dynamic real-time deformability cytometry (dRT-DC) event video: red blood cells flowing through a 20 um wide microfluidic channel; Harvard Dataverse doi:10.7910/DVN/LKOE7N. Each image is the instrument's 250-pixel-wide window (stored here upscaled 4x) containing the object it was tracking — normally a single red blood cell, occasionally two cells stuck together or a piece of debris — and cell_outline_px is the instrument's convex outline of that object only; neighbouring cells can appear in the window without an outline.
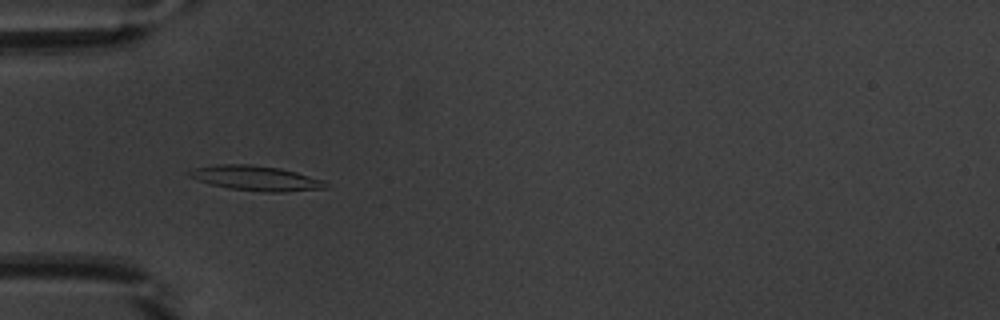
{"species": "common noctule bat (a hibernating species)", "species_latin": "Nyctalus noctula", "temperature_condition": "warm", "stored_images_in_passage": 42, "camera_frame_rate_fps": 3000, "um_per_image_px": 0.085, "animal": {"sex": "male", "body_mass_g": 20.1, "forearm_length_mm": 53.5}, "frame": {"image": 1, "passage_image": 6, "time_ms": 1.667, "image_size_px": [1000, 320], "cell_outline_px": [[328, 188], [284, 192], [264, 192], [228, 188], [208, 184], [188, 176], [188, 172], [196, 168], [216, 164], [248, 164], [280, 168], [296, 172], [324, 180]], "centroid_in_image_um": [21.75, 15.15], "position_along_channel_um": 63.2, "area_um2": 19.77}}
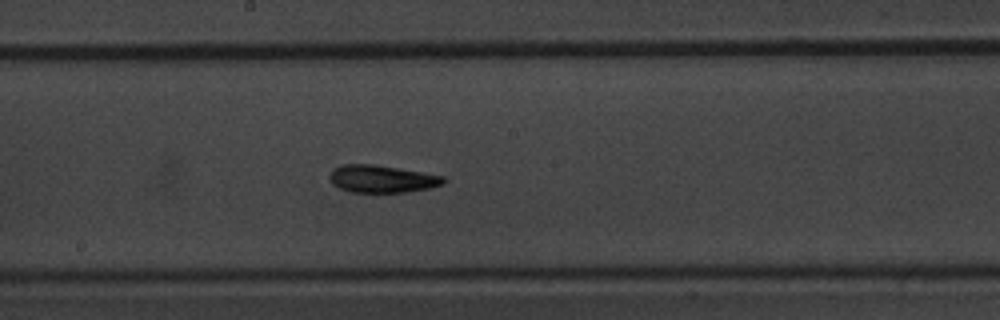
{"frame": {"image": 2, "passage_image": 18, "time_ms": 5.667, "image_size_px": [1000, 320], "cell_outline_px": [[448, 180], [444, 184], [428, 188], [404, 192], [352, 192], [340, 188], [332, 184], [332, 172], [336, 168], [344, 164], [372, 164], [444, 176]], "centroid_in_image_um": [32.52, 15.21], "position_along_channel_um": 215.7, "area_um2": 17.8}}
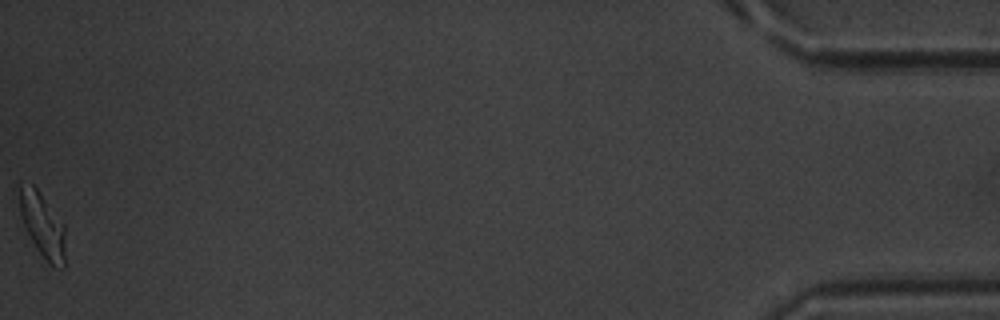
{"frame": {"image": 3, "passage_image": 42, "time_ms": 13.667, "image_size_px": [1000, 320], "cell_outline_px": [[64, 268], [48, 264], [36, 248], [24, 228], [20, 216], [20, 184], [32, 184], [36, 188], [64, 224]], "centroid_in_image_um": [3.6, 19.16], "position_along_channel_um": 431.6, "area_um2": 16.99}, "authors_computed_cell_mechanics": {"area_um2": 18.0914, "velocity_mm_per_s": 3.8616, "shape_relaxation_time_tau1_ms": 3.8436, "shape_relaxation_time_tau2_ms": 2.8449, "deformation_change_tau1": 0.1675, "deformation_change_tau2": 0.1109}}